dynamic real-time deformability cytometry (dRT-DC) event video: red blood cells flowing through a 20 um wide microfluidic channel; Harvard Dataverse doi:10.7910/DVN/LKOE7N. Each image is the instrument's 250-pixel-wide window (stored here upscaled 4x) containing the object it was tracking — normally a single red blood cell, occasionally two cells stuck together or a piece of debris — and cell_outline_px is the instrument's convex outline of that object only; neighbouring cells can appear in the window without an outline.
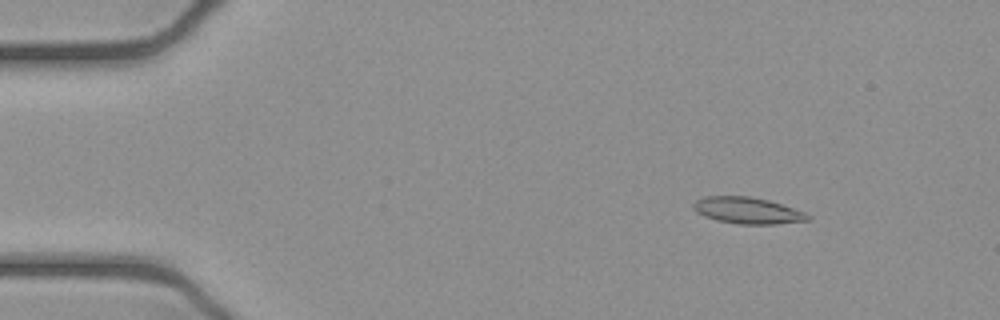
{"species": "common noctule bat (a hibernating species)", "species_latin": "Nyctalus noctula", "temperature_condition": "cold", "stored_images_in_passage": 47, "camera_frame_rate_fps": 3000, "um_per_image_px": 0.085, "animal": {"sex": "female", "body_mass_g": 21.9}, "frame": {"image": 1, "passage_image": 1, "time_ms": 0.0, "image_size_px": [1000, 320], "cell_outline_px": [[812, 220], [776, 224], [740, 224], [716, 220], [704, 216], [696, 212], [692, 208], [692, 204], [696, 200], [704, 196], [748, 196], [768, 200], [804, 212], [812, 216]], "centroid_in_image_um": [63.53, 17.9], "position_along_channel_um": 21.5, "area_um2": 17.69}}
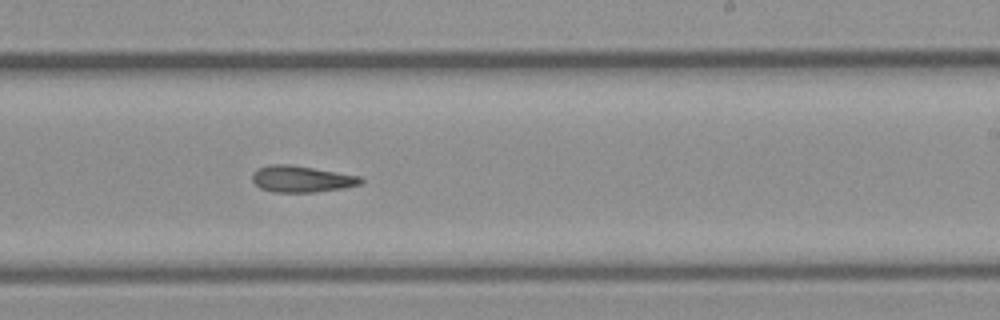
{"frame": {"image": 2, "passage_image": 26, "time_ms": 8.333, "image_size_px": [1000, 320], "cell_outline_px": [[364, 180], [360, 184], [344, 188], [316, 192], [272, 192], [260, 188], [252, 180], [252, 172], [256, 168], [272, 164], [288, 164], [360, 176]], "centroid_in_image_um": [25.6, 15.22], "position_along_channel_um": 263.4, "area_um2": 16.7}}
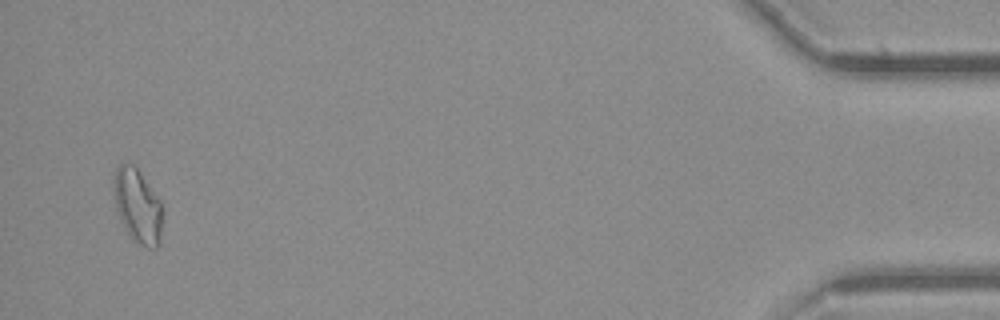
{"frame": {"image": 3, "passage_image": 45, "time_ms": 14.667, "image_size_px": [1000, 320], "cell_outline_px": [[160, 244], [156, 248], [148, 248], [132, 240], [116, 208], [112, 192], [112, 176], [116, 168], [120, 164], [132, 164], [140, 172], [160, 200]], "centroid_in_image_um": [11.65, 17.47], "position_along_channel_um": 423.6, "area_um2": 20.75}, "authors_computed_cell_mechanics": {"area_um2": 17.1666, "velocity_mm_per_s": 3.8975, "shape_relaxation_time_tau1_ms": null, "shape_relaxation_time_tau2_ms": 6.0668, "deformation_change_tau1": null, "deformation_change_tau2": 0.1352}}